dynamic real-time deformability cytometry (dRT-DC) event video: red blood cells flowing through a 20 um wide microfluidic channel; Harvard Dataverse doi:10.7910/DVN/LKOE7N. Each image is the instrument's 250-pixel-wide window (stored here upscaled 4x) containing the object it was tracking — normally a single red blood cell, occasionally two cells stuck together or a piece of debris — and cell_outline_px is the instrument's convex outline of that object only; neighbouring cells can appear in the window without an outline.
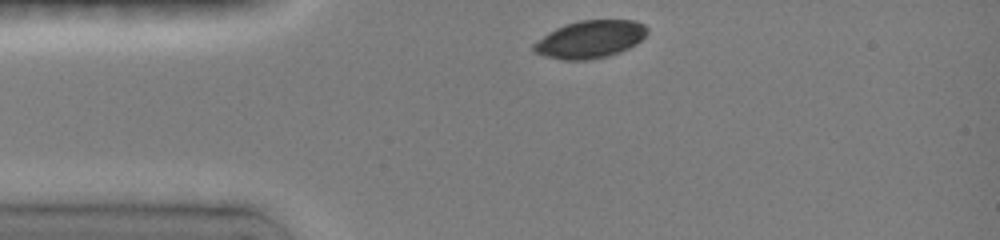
{"species": "common noctule bat (a hibernating species)", "species_latin": "Nyctalus noctula", "temperature_condition": "room temperature", "stored_images_in_passage": 5, "camera_frame_rate_fps": 3000, "um_per_image_px": 0.085, "animal": {"sex": "female", "body_mass_g": 19.0, "forearm_length_mm": 51.5}, "frame": {"image": 1, "passage_image": 1, "time_ms": 0.0, "image_size_px": [1000, 240], "cell_outline_px": [[648, 32], [636, 44], [628, 48], [604, 56], [584, 60], [564, 60], [544, 56], [536, 52], [532, 48], [532, 44], [548, 32], [564, 24], [580, 20], [636, 20], [644, 24], [648, 28]], "centroid_in_image_um": [50.14, 3.32], "position_along_channel_um": 34.9, "area_um2": 24.68}}
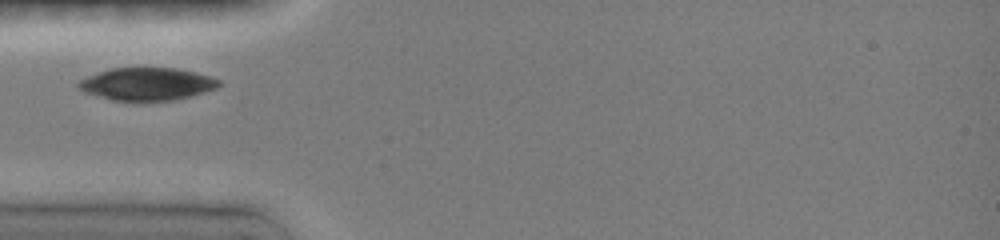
{"frame": {"image": 2, "passage_image": 3, "time_ms": 1.667, "image_size_px": [1000, 240], "cell_outline_px": [[220, 84], [216, 88], [188, 96], [172, 100], [112, 100], [84, 92], [76, 84], [80, 80], [88, 76], [112, 68], [176, 68], [196, 72], [220, 80]], "centroid_in_image_um": [12.48, 7.13], "position_along_channel_um": 72.5, "area_um2": 26.18}}
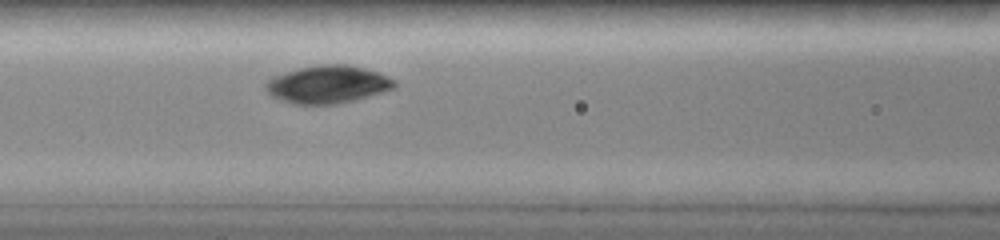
{"frame": {"image": 3, "passage_image": 5, "time_ms": 3.333, "image_size_px": [1000, 240], "cell_outline_px": [[396, 84], [392, 88], [352, 100], [336, 104], [292, 104], [272, 96], [264, 88], [264, 84], [268, 80], [276, 76], [300, 68], [320, 64], [348, 64], [364, 68], [388, 76], [396, 80]], "centroid_in_image_um": [27.83, 7.17], "position_along_channel_um": 138.8, "area_um2": 27.8}}